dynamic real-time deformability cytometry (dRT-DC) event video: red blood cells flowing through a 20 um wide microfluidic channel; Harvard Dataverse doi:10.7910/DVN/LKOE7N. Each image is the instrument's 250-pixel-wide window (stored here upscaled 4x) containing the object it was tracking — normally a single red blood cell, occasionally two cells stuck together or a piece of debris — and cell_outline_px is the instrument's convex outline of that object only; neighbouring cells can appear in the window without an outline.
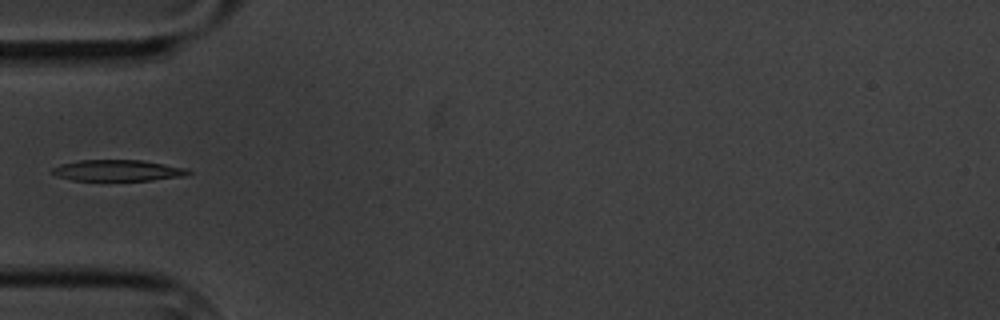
{"species": "common noctule bat (a hibernating species)", "species_latin": "Nyctalus noctula", "temperature_condition": "cold", "stored_images_in_passage": 11, "camera_frame_rate_fps": 3000, "um_per_image_px": 0.085, "animal": {"sex": "male", "body_mass_g": 20.1, "forearm_length_mm": 53.5}, "frame": {"image": 1, "passage_image": 5, "time_ms": 5.333, "image_size_px": [1000, 320], "cell_outline_px": [[192, 172], [180, 176], [152, 180], [72, 180], [56, 176], [48, 172], [52, 168], [60, 164], [80, 160], [140, 160], [188, 168]], "centroid_in_image_um": [9.93, 14.48], "position_along_channel_um": 75.1, "area_um2": 16.7}}
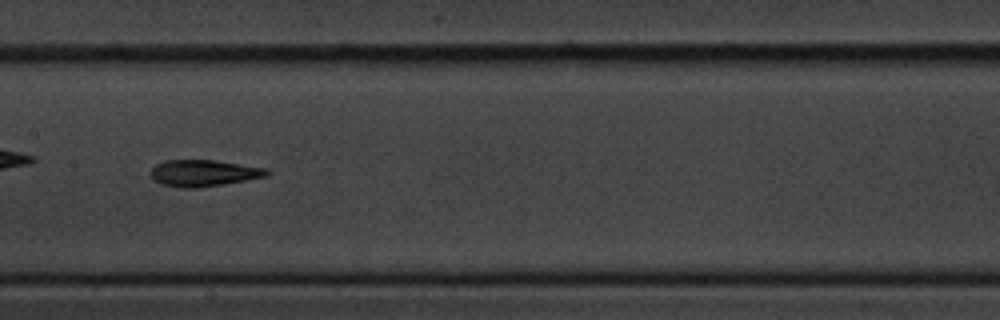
{"frame": {"image": 2, "passage_image": 8, "time_ms": 8.667, "image_size_px": [1000, 320], "cell_outline_px": [[272, 172], [268, 176], [196, 188], [180, 188], [160, 184], [152, 176], [152, 168], [156, 164], [164, 160], [216, 160], [268, 168]], "centroid_in_image_um": [17.34, 14.7], "position_along_channel_um": 190.1, "area_um2": 17.92}}
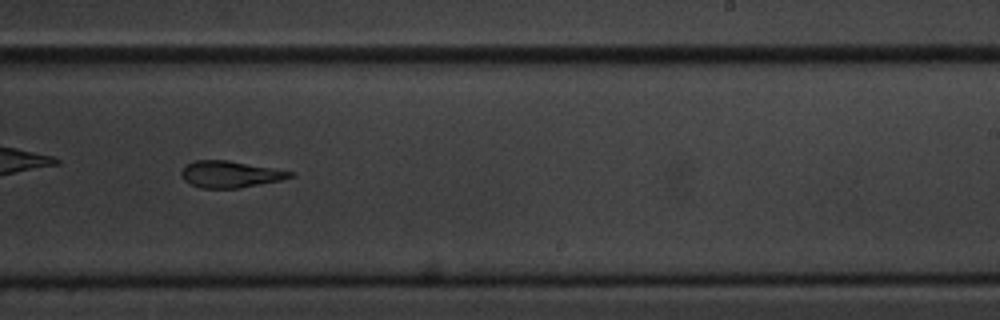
{"frame": {"image": 3, "passage_image": 10, "time_ms": 11.0, "image_size_px": [1000, 320], "cell_outline_px": [[296, 176], [280, 180], [240, 188], [200, 188], [184, 180], [180, 172], [192, 160], [228, 160], [272, 168], [292, 172]], "centroid_in_image_um": [19.55, 14.81], "position_along_channel_um": 269.4, "area_um2": 16.7}}